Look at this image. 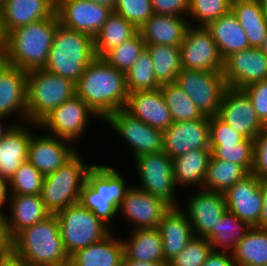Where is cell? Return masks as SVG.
<instances>
[{
    "mask_svg": "<svg viewBox=\"0 0 267 266\" xmlns=\"http://www.w3.org/2000/svg\"><path fill=\"white\" fill-rule=\"evenodd\" d=\"M76 95L103 122L114 111L126 107L129 93L125 72L117 70L103 58L96 57L76 83Z\"/></svg>",
    "mask_w": 267,
    "mask_h": 266,
    "instance_id": "6da1fadb",
    "label": "cell"
},
{
    "mask_svg": "<svg viewBox=\"0 0 267 266\" xmlns=\"http://www.w3.org/2000/svg\"><path fill=\"white\" fill-rule=\"evenodd\" d=\"M59 25L55 14L10 31L3 52L6 63L26 72L43 69Z\"/></svg>",
    "mask_w": 267,
    "mask_h": 266,
    "instance_id": "7a4b0ae2",
    "label": "cell"
},
{
    "mask_svg": "<svg viewBox=\"0 0 267 266\" xmlns=\"http://www.w3.org/2000/svg\"><path fill=\"white\" fill-rule=\"evenodd\" d=\"M29 266H69L56 214L22 230L13 239V250Z\"/></svg>",
    "mask_w": 267,
    "mask_h": 266,
    "instance_id": "3957f363",
    "label": "cell"
},
{
    "mask_svg": "<svg viewBox=\"0 0 267 266\" xmlns=\"http://www.w3.org/2000/svg\"><path fill=\"white\" fill-rule=\"evenodd\" d=\"M125 181L115 167L93 163L81 188L79 203L111 228L119 205L131 187Z\"/></svg>",
    "mask_w": 267,
    "mask_h": 266,
    "instance_id": "277c9868",
    "label": "cell"
},
{
    "mask_svg": "<svg viewBox=\"0 0 267 266\" xmlns=\"http://www.w3.org/2000/svg\"><path fill=\"white\" fill-rule=\"evenodd\" d=\"M95 58L94 38L59 25L44 69L77 83Z\"/></svg>",
    "mask_w": 267,
    "mask_h": 266,
    "instance_id": "5b68a950",
    "label": "cell"
},
{
    "mask_svg": "<svg viewBox=\"0 0 267 266\" xmlns=\"http://www.w3.org/2000/svg\"><path fill=\"white\" fill-rule=\"evenodd\" d=\"M27 121L38 124L53 109L76 95V83L43 69L27 72Z\"/></svg>",
    "mask_w": 267,
    "mask_h": 266,
    "instance_id": "8992f818",
    "label": "cell"
},
{
    "mask_svg": "<svg viewBox=\"0 0 267 266\" xmlns=\"http://www.w3.org/2000/svg\"><path fill=\"white\" fill-rule=\"evenodd\" d=\"M85 163L78 150L59 169L44 176L40 196L51 214L79 202L86 175L93 166Z\"/></svg>",
    "mask_w": 267,
    "mask_h": 266,
    "instance_id": "52a82bcc",
    "label": "cell"
},
{
    "mask_svg": "<svg viewBox=\"0 0 267 266\" xmlns=\"http://www.w3.org/2000/svg\"><path fill=\"white\" fill-rule=\"evenodd\" d=\"M56 215L63 245L69 257L112 232V228L79 202L58 211Z\"/></svg>",
    "mask_w": 267,
    "mask_h": 266,
    "instance_id": "ba28073f",
    "label": "cell"
},
{
    "mask_svg": "<svg viewBox=\"0 0 267 266\" xmlns=\"http://www.w3.org/2000/svg\"><path fill=\"white\" fill-rule=\"evenodd\" d=\"M132 160L140 179L137 188L162 199L170 207H180L176 197V190L179 189L173 175L172 158L162 151L144 154Z\"/></svg>",
    "mask_w": 267,
    "mask_h": 266,
    "instance_id": "9c48e42d",
    "label": "cell"
},
{
    "mask_svg": "<svg viewBox=\"0 0 267 266\" xmlns=\"http://www.w3.org/2000/svg\"><path fill=\"white\" fill-rule=\"evenodd\" d=\"M176 83L206 116L219 112L225 90L228 88L222 72L182 69Z\"/></svg>",
    "mask_w": 267,
    "mask_h": 266,
    "instance_id": "30bf717a",
    "label": "cell"
},
{
    "mask_svg": "<svg viewBox=\"0 0 267 266\" xmlns=\"http://www.w3.org/2000/svg\"><path fill=\"white\" fill-rule=\"evenodd\" d=\"M104 122L130 145L133 159L164 150L163 131L140 121L125 108L114 111Z\"/></svg>",
    "mask_w": 267,
    "mask_h": 266,
    "instance_id": "8fae6325",
    "label": "cell"
},
{
    "mask_svg": "<svg viewBox=\"0 0 267 266\" xmlns=\"http://www.w3.org/2000/svg\"><path fill=\"white\" fill-rule=\"evenodd\" d=\"M92 116L93 119L95 117L100 119L80 97L75 95L53 109L38 123V126L41 130L45 129L47 134L77 145L75 142L80 140L79 138L87 131L88 119Z\"/></svg>",
    "mask_w": 267,
    "mask_h": 266,
    "instance_id": "7c38bea8",
    "label": "cell"
},
{
    "mask_svg": "<svg viewBox=\"0 0 267 266\" xmlns=\"http://www.w3.org/2000/svg\"><path fill=\"white\" fill-rule=\"evenodd\" d=\"M190 24L180 45L182 69L222 72L224 60L206 26Z\"/></svg>",
    "mask_w": 267,
    "mask_h": 266,
    "instance_id": "4fadbf2b",
    "label": "cell"
},
{
    "mask_svg": "<svg viewBox=\"0 0 267 266\" xmlns=\"http://www.w3.org/2000/svg\"><path fill=\"white\" fill-rule=\"evenodd\" d=\"M113 12L109 6L85 0H56L59 24L70 30L85 33L94 38L108 16Z\"/></svg>",
    "mask_w": 267,
    "mask_h": 266,
    "instance_id": "5bb4252c",
    "label": "cell"
},
{
    "mask_svg": "<svg viewBox=\"0 0 267 266\" xmlns=\"http://www.w3.org/2000/svg\"><path fill=\"white\" fill-rule=\"evenodd\" d=\"M132 185L118 208V217L130 221L134 229L158 228L162 216L170 206L162 199Z\"/></svg>",
    "mask_w": 267,
    "mask_h": 266,
    "instance_id": "9a60e30c",
    "label": "cell"
},
{
    "mask_svg": "<svg viewBox=\"0 0 267 266\" xmlns=\"http://www.w3.org/2000/svg\"><path fill=\"white\" fill-rule=\"evenodd\" d=\"M217 116L245 138L255 137L265 127L253 107L252 101L243 89L228 87L222 99Z\"/></svg>",
    "mask_w": 267,
    "mask_h": 266,
    "instance_id": "2e32d148",
    "label": "cell"
},
{
    "mask_svg": "<svg viewBox=\"0 0 267 266\" xmlns=\"http://www.w3.org/2000/svg\"><path fill=\"white\" fill-rule=\"evenodd\" d=\"M222 74L227 86L244 89L267 78V56L260 48H247L224 59Z\"/></svg>",
    "mask_w": 267,
    "mask_h": 266,
    "instance_id": "e0dca14e",
    "label": "cell"
},
{
    "mask_svg": "<svg viewBox=\"0 0 267 266\" xmlns=\"http://www.w3.org/2000/svg\"><path fill=\"white\" fill-rule=\"evenodd\" d=\"M163 135V151L172 159L194 149L210 148V116L173 122Z\"/></svg>",
    "mask_w": 267,
    "mask_h": 266,
    "instance_id": "ac0fdd59",
    "label": "cell"
},
{
    "mask_svg": "<svg viewBox=\"0 0 267 266\" xmlns=\"http://www.w3.org/2000/svg\"><path fill=\"white\" fill-rule=\"evenodd\" d=\"M187 199L185 209L193 235L205 237L218 224L219 218L227 209L224 192L203 188Z\"/></svg>",
    "mask_w": 267,
    "mask_h": 266,
    "instance_id": "d6986e66",
    "label": "cell"
},
{
    "mask_svg": "<svg viewBox=\"0 0 267 266\" xmlns=\"http://www.w3.org/2000/svg\"><path fill=\"white\" fill-rule=\"evenodd\" d=\"M36 134L33 132L31 136L27 160L44 176L59 169L79 149L74 148L72 142L54 135Z\"/></svg>",
    "mask_w": 267,
    "mask_h": 266,
    "instance_id": "ffe728a7",
    "label": "cell"
},
{
    "mask_svg": "<svg viewBox=\"0 0 267 266\" xmlns=\"http://www.w3.org/2000/svg\"><path fill=\"white\" fill-rule=\"evenodd\" d=\"M260 180L252 173L224 192L227 210L250 227L258 224L262 208Z\"/></svg>",
    "mask_w": 267,
    "mask_h": 266,
    "instance_id": "44dd1931",
    "label": "cell"
},
{
    "mask_svg": "<svg viewBox=\"0 0 267 266\" xmlns=\"http://www.w3.org/2000/svg\"><path fill=\"white\" fill-rule=\"evenodd\" d=\"M26 90L27 72L5 63L0 68V114L10 118L16 113L27 122Z\"/></svg>",
    "mask_w": 267,
    "mask_h": 266,
    "instance_id": "7402d4cb",
    "label": "cell"
},
{
    "mask_svg": "<svg viewBox=\"0 0 267 266\" xmlns=\"http://www.w3.org/2000/svg\"><path fill=\"white\" fill-rule=\"evenodd\" d=\"M125 109L145 124L162 131L173 123L160 88L129 93Z\"/></svg>",
    "mask_w": 267,
    "mask_h": 266,
    "instance_id": "603a6c76",
    "label": "cell"
},
{
    "mask_svg": "<svg viewBox=\"0 0 267 266\" xmlns=\"http://www.w3.org/2000/svg\"><path fill=\"white\" fill-rule=\"evenodd\" d=\"M23 123L15 124L0 143V177L7 181H10L16 170L27 160L31 136L36 127V130L39 129L36 123ZM32 126L34 129L30 130Z\"/></svg>",
    "mask_w": 267,
    "mask_h": 266,
    "instance_id": "cb8c5ba5",
    "label": "cell"
},
{
    "mask_svg": "<svg viewBox=\"0 0 267 266\" xmlns=\"http://www.w3.org/2000/svg\"><path fill=\"white\" fill-rule=\"evenodd\" d=\"M0 6L7 34L56 14V0H3Z\"/></svg>",
    "mask_w": 267,
    "mask_h": 266,
    "instance_id": "d4e9b609",
    "label": "cell"
},
{
    "mask_svg": "<svg viewBox=\"0 0 267 266\" xmlns=\"http://www.w3.org/2000/svg\"><path fill=\"white\" fill-rule=\"evenodd\" d=\"M158 229L162 236L165 263L174 259L194 236L187 214L180 207H170L162 216Z\"/></svg>",
    "mask_w": 267,
    "mask_h": 266,
    "instance_id": "484cf974",
    "label": "cell"
},
{
    "mask_svg": "<svg viewBox=\"0 0 267 266\" xmlns=\"http://www.w3.org/2000/svg\"><path fill=\"white\" fill-rule=\"evenodd\" d=\"M191 23L186 17L153 14L139 29L146 45L180 47Z\"/></svg>",
    "mask_w": 267,
    "mask_h": 266,
    "instance_id": "4316f807",
    "label": "cell"
},
{
    "mask_svg": "<svg viewBox=\"0 0 267 266\" xmlns=\"http://www.w3.org/2000/svg\"><path fill=\"white\" fill-rule=\"evenodd\" d=\"M50 214L40 195L10 194L6 212L10 236L14 239L22 230L39 223Z\"/></svg>",
    "mask_w": 267,
    "mask_h": 266,
    "instance_id": "83f0119b",
    "label": "cell"
},
{
    "mask_svg": "<svg viewBox=\"0 0 267 266\" xmlns=\"http://www.w3.org/2000/svg\"><path fill=\"white\" fill-rule=\"evenodd\" d=\"M124 244L113 231L102 240L77 250L70 256L69 266H122Z\"/></svg>",
    "mask_w": 267,
    "mask_h": 266,
    "instance_id": "f1b7e54d",
    "label": "cell"
},
{
    "mask_svg": "<svg viewBox=\"0 0 267 266\" xmlns=\"http://www.w3.org/2000/svg\"><path fill=\"white\" fill-rule=\"evenodd\" d=\"M231 11L246 33L249 46L260 48L267 34V8L259 0H234Z\"/></svg>",
    "mask_w": 267,
    "mask_h": 266,
    "instance_id": "f546056e",
    "label": "cell"
},
{
    "mask_svg": "<svg viewBox=\"0 0 267 266\" xmlns=\"http://www.w3.org/2000/svg\"><path fill=\"white\" fill-rule=\"evenodd\" d=\"M210 158V148H198L173 159V175L177 188H203Z\"/></svg>",
    "mask_w": 267,
    "mask_h": 266,
    "instance_id": "4dcf8cb0",
    "label": "cell"
},
{
    "mask_svg": "<svg viewBox=\"0 0 267 266\" xmlns=\"http://www.w3.org/2000/svg\"><path fill=\"white\" fill-rule=\"evenodd\" d=\"M206 28L216 42L223 60L232 53L250 48L247 35L232 11L211 21Z\"/></svg>",
    "mask_w": 267,
    "mask_h": 266,
    "instance_id": "1f68e13d",
    "label": "cell"
},
{
    "mask_svg": "<svg viewBox=\"0 0 267 266\" xmlns=\"http://www.w3.org/2000/svg\"><path fill=\"white\" fill-rule=\"evenodd\" d=\"M124 244V259L142 262L165 263L162 248V236L158 228L133 229Z\"/></svg>",
    "mask_w": 267,
    "mask_h": 266,
    "instance_id": "d6a6232c",
    "label": "cell"
},
{
    "mask_svg": "<svg viewBox=\"0 0 267 266\" xmlns=\"http://www.w3.org/2000/svg\"><path fill=\"white\" fill-rule=\"evenodd\" d=\"M249 229L248 224L226 209L218 224L205 237L210 241L214 251L232 253Z\"/></svg>",
    "mask_w": 267,
    "mask_h": 266,
    "instance_id": "836d02e7",
    "label": "cell"
},
{
    "mask_svg": "<svg viewBox=\"0 0 267 266\" xmlns=\"http://www.w3.org/2000/svg\"><path fill=\"white\" fill-rule=\"evenodd\" d=\"M138 31L139 30L122 15L113 11L94 37V51L96 57L102 58L109 50L133 37Z\"/></svg>",
    "mask_w": 267,
    "mask_h": 266,
    "instance_id": "e575fe53",
    "label": "cell"
},
{
    "mask_svg": "<svg viewBox=\"0 0 267 266\" xmlns=\"http://www.w3.org/2000/svg\"><path fill=\"white\" fill-rule=\"evenodd\" d=\"M232 256L235 266H267V229L250 227Z\"/></svg>",
    "mask_w": 267,
    "mask_h": 266,
    "instance_id": "d590c367",
    "label": "cell"
},
{
    "mask_svg": "<svg viewBox=\"0 0 267 266\" xmlns=\"http://www.w3.org/2000/svg\"><path fill=\"white\" fill-rule=\"evenodd\" d=\"M248 174L250 173L242 165L215 159L211 155L203 189L225 192Z\"/></svg>",
    "mask_w": 267,
    "mask_h": 266,
    "instance_id": "8d00e7d4",
    "label": "cell"
},
{
    "mask_svg": "<svg viewBox=\"0 0 267 266\" xmlns=\"http://www.w3.org/2000/svg\"><path fill=\"white\" fill-rule=\"evenodd\" d=\"M153 62L155 78L160 85L176 82L182 70L180 47L166 45H146Z\"/></svg>",
    "mask_w": 267,
    "mask_h": 266,
    "instance_id": "74e56055",
    "label": "cell"
},
{
    "mask_svg": "<svg viewBox=\"0 0 267 266\" xmlns=\"http://www.w3.org/2000/svg\"><path fill=\"white\" fill-rule=\"evenodd\" d=\"M160 90L173 122L201 119L205 116L176 82L161 85Z\"/></svg>",
    "mask_w": 267,
    "mask_h": 266,
    "instance_id": "f35d334b",
    "label": "cell"
},
{
    "mask_svg": "<svg viewBox=\"0 0 267 266\" xmlns=\"http://www.w3.org/2000/svg\"><path fill=\"white\" fill-rule=\"evenodd\" d=\"M128 93L159 89L155 78L150 52L145 48L131 68L125 73Z\"/></svg>",
    "mask_w": 267,
    "mask_h": 266,
    "instance_id": "ab89813d",
    "label": "cell"
},
{
    "mask_svg": "<svg viewBox=\"0 0 267 266\" xmlns=\"http://www.w3.org/2000/svg\"><path fill=\"white\" fill-rule=\"evenodd\" d=\"M211 155L215 159L242 165L249 173L254 166V140L244 138L235 143H210Z\"/></svg>",
    "mask_w": 267,
    "mask_h": 266,
    "instance_id": "60d3db41",
    "label": "cell"
},
{
    "mask_svg": "<svg viewBox=\"0 0 267 266\" xmlns=\"http://www.w3.org/2000/svg\"><path fill=\"white\" fill-rule=\"evenodd\" d=\"M145 48L146 43L138 31L133 37L109 50L102 58L117 70L126 73Z\"/></svg>",
    "mask_w": 267,
    "mask_h": 266,
    "instance_id": "b9f144b4",
    "label": "cell"
},
{
    "mask_svg": "<svg viewBox=\"0 0 267 266\" xmlns=\"http://www.w3.org/2000/svg\"><path fill=\"white\" fill-rule=\"evenodd\" d=\"M44 175L26 160L9 181L10 194L40 195Z\"/></svg>",
    "mask_w": 267,
    "mask_h": 266,
    "instance_id": "7bdbcfd3",
    "label": "cell"
},
{
    "mask_svg": "<svg viewBox=\"0 0 267 266\" xmlns=\"http://www.w3.org/2000/svg\"><path fill=\"white\" fill-rule=\"evenodd\" d=\"M232 0H189L188 19L196 26H206L211 21L231 11Z\"/></svg>",
    "mask_w": 267,
    "mask_h": 266,
    "instance_id": "ee69618b",
    "label": "cell"
},
{
    "mask_svg": "<svg viewBox=\"0 0 267 266\" xmlns=\"http://www.w3.org/2000/svg\"><path fill=\"white\" fill-rule=\"evenodd\" d=\"M212 250V245L206 237L194 235L168 266H202Z\"/></svg>",
    "mask_w": 267,
    "mask_h": 266,
    "instance_id": "f6af8a7d",
    "label": "cell"
},
{
    "mask_svg": "<svg viewBox=\"0 0 267 266\" xmlns=\"http://www.w3.org/2000/svg\"><path fill=\"white\" fill-rule=\"evenodd\" d=\"M113 11L122 15L138 30L154 14L151 0H117Z\"/></svg>",
    "mask_w": 267,
    "mask_h": 266,
    "instance_id": "bcb514c9",
    "label": "cell"
},
{
    "mask_svg": "<svg viewBox=\"0 0 267 266\" xmlns=\"http://www.w3.org/2000/svg\"><path fill=\"white\" fill-rule=\"evenodd\" d=\"M252 101L257 117L267 127V78L243 89Z\"/></svg>",
    "mask_w": 267,
    "mask_h": 266,
    "instance_id": "7dc6e473",
    "label": "cell"
},
{
    "mask_svg": "<svg viewBox=\"0 0 267 266\" xmlns=\"http://www.w3.org/2000/svg\"><path fill=\"white\" fill-rule=\"evenodd\" d=\"M245 137L236 132L217 115L210 116V143H239Z\"/></svg>",
    "mask_w": 267,
    "mask_h": 266,
    "instance_id": "c3c4849f",
    "label": "cell"
},
{
    "mask_svg": "<svg viewBox=\"0 0 267 266\" xmlns=\"http://www.w3.org/2000/svg\"><path fill=\"white\" fill-rule=\"evenodd\" d=\"M251 173L259 180H267V127L255 137L254 166Z\"/></svg>",
    "mask_w": 267,
    "mask_h": 266,
    "instance_id": "681fc988",
    "label": "cell"
},
{
    "mask_svg": "<svg viewBox=\"0 0 267 266\" xmlns=\"http://www.w3.org/2000/svg\"><path fill=\"white\" fill-rule=\"evenodd\" d=\"M153 13L188 18L189 0H151Z\"/></svg>",
    "mask_w": 267,
    "mask_h": 266,
    "instance_id": "f907efd6",
    "label": "cell"
},
{
    "mask_svg": "<svg viewBox=\"0 0 267 266\" xmlns=\"http://www.w3.org/2000/svg\"><path fill=\"white\" fill-rule=\"evenodd\" d=\"M202 266H235V262L232 253L212 250Z\"/></svg>",
    "mask_w": 267,
    "mask_h": 266,
    "instance_id": "816d5d0a",
    "label": "cell"
},
{
    "mask_svg": "<svg viewBox=\"0 0 267 266\" xmlns=\"http://www.w3.org/2000/svg\"><path fill=\"white\" fill-rule=\"evenodd\" d=\"M13 250V239L8 231L6 213L0 212V252L5 255Z\"/></svg>",
    "mask_w": 267,
    "mask_h": 266,
    "instance_id": "f5cc1de1",
    "label": "cell"
},
{
    "mask_svg": "<svg viewBox=\"0 0 267 266\" xmlns=\"http://www.w3.org/2000/svg\"><path fill=\"white\" fill-rule=\"evenodd\" d=\"M262 194V208L256 228L267 229V180H260L259 185Z\"/></svg>",
    "mask_w": 267,
    "mask_h": 266,
    "instance_id": "db71d44e",
    "label": "cell"
},
{
    "mask_svg": "<svg viewBox=\"0 0 267 266\" xmlns=\"http://www.w3.org/2000/svg\"><path fill=\"white\" fill-rule=\"evenodd\" d=\"M10 198L9 181L0 177V212L6 213L5 208L8 206Z\"/></svg>",
    "mask_w": 267,
    "mask_h": 266,
    "instance_id": "11a10c76",
    "label": "cell"
},
{
    "mask_svg": "<svg viewBox=\"0 0 267 266\" xmlns=\"http://www.w3.org/2000/svg\"><path fill=\"white\" fill-rule=\"evenodd\" d=\"M0 266H29V264L12 251L2 257L0 260Z\"/></svg>",
    "mask_w": 267,
    "mask_h": 266,
    "instance_id": "9f6ffc18",
    "label": "cell"
},
{
    "mask_svg": "<svg viewBox=\"0 0 267 266\" xmlns=\"http://www.w3.org/2000/svg\"><path fill=\"white\" fill-rule=\"evenodd\" d=\"M8 119L7 116L0 114V141L5 137V135L13 128L15 124L21 123L20 121H8L9 124H4L3 119ZM11 122V123H10Z\"/></svg>",
    "mask_w": 267,
    "mask_h": 266,
    "instance_id": "6f0895ef",
    "label": "cell"
},
{
    "mask_svg": "<svg viewBox=\"0 0 267 266\" xmlns=\"http://www.w3.org/2000/svg\"><path fill=\"white\" fill-rule=\"evenodd\" d=\"M122 266H168L166 263L142 262L130 259H123Z\"/></svg>",
    "mask_w": 267,
    "mask_h": 266,
    "instance_id": "680465c9",
    "label": "cell"
},
{
    "mask_svg": "<svg viewBox=\"0 0 267 266\" xmlns=\"http://www.w3.org/2000/svg\"><path fill=\"white\" fill-rule=\"evenodd\" d=\"M7 43V32L3 24V15L0 6V52H4Z\"/></svg>",
    "mask_w": 267,
    "mask_h": 266,
    "instance_id": "91938a15",
    "label": "cell"
},
{
    "mask_svg": "<svg viewBox=\"0 0 267 266\" xmlns=\"http://www.w3.org/2000/svg\"><path fill=\"white\" fill-rule=\"evenodd\" d=\"M85 1L103 4V5L109 6L113 9L117 0H85Z\"/></svg>",
    "mask_w": 267,
    "mask_h": 266,
    "instance_id": "94428289",
    "label": "cell"
},
{
    "mask_svg": "<svg viewBox=\"0 0 267 266\" xmlns=\"http://www.w3.org/2000/svg\"><path fill=\"white\" fill-rule=\"evenodd\" d=\"M260 49L263 51V53L267 56V34L266 37L260 47Z\"/></svg>",
    "mask_w": 267,
    "mask_h": 266,
    "instance_id": "6125c7cd",
    "label": "cell"
},
{
    "mask_svg": "<svg viewBox=\"0 0 267 266\" xmlns=\"http://www.w3.org/2000/svg\"><path fill=\"white\" fill-rule=\"evenodd\" d=\"M6 63L3 52H0V68Z\"/></svg>",
    "mask_w": 267,
    "mask_h": 266,
    "instance_id": "be15d7a7",
    "label": "cell"
},
{
    "mask_svg": "<svg viewBox=\"0 0 267 266\" xmlns=\"http://www.w3.org/2000/svg\"><path fill=\"white\" fill-rule=\"evenodd\" d=\"M267 8V0H259Z\"/></svg>",
    "mask_w": 267,
    "mask_h": 266,
    "instance_id": "e7e4bbea",
    "label": "cell"
},
{
    "mask_svg": "<svg viewBox=\"0 0 267 266\" xmlns=\"http://www.w3.org/2000/svg\"><path fill=\"white\" fill-rule=\"evenodd\" d=\"M5 254L3 252H0V260L2 259V257L4 256Z\"/></svg>",
    "mask_w": 267,
    "mask_h": 266,
    "instance_id": "03108f58",
    "label": "cell"
}]
</instances>
